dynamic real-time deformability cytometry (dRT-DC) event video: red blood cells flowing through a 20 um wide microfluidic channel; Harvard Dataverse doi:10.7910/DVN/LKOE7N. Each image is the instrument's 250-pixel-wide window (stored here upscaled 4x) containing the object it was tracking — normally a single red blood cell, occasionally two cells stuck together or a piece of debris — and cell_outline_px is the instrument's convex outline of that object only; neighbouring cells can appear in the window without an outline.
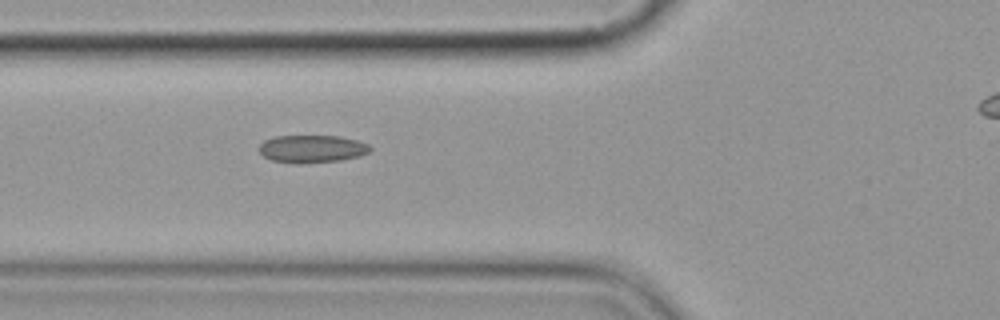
{"species": "common noctule bat (a hibernating species)", "species_latin": "Nyctalus noctula", "temperature_condition": "cold", "stored_images_in_passage": 7, "segment_of_instrument_passage": [1, 2], "camera_frame_rate_fps": 3000, "um_per_image_px": 0.085, "animal": {"sex": "female", "body_mass_g": 19.9}, "frame": {"image": 1, "passage_image": 6, "time_ms": 6.333, "image_size_px": [1000, 320], "cell_outline_px": [[372, 148], [368, 152], [360, 156], [340, 160], [300, 164], [272, 160], [264, 156], [260, 152], [260, 144], [264, 140], [276, 136], [340, 136], [356, 140], [368, 144]], "centroid_in_image_um": [26.53, 12.65], "position_along_channel_um": 99.3, "area_um2": 17.8}}